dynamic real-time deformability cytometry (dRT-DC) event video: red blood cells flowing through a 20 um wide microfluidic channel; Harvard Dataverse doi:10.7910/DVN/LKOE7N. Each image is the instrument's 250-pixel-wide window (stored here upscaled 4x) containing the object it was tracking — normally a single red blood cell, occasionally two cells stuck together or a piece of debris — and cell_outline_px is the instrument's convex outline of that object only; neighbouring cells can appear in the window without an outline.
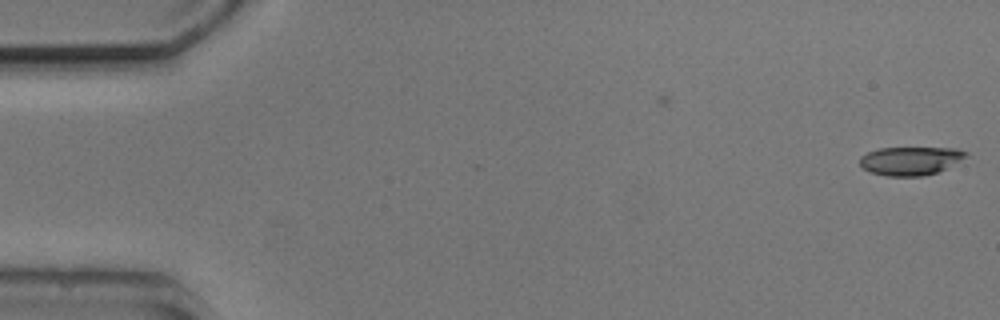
{"species": "common noctule bat (a hibernating species)", "species_latin": "Nyctalus noctula", "temperature_condition": "cold", "stored_images_in_passage": 5, "camera_frame_rate_fps": 3000, "um_per_image_px": 0.085, "animal": {"sex": "male", "body_mass_g": 20.5, "forearm_length_mm": 52.5}, "frame": {"image": 1, "passage_image": 1, "time_ms": 0.0, "image_size_px": [1000, 320], "cell_outline_px": [[968, 156], [936, 172], [924, 176], [888, 176], [868, 172], [860, 164], [860, 156], [868, 152], [880, 148], [956, 148], [968, 152]], "centroid_in_image_um": [77.36, 13.66], "position_along_channel_um": 7.6, "area_um2": 17.46}}
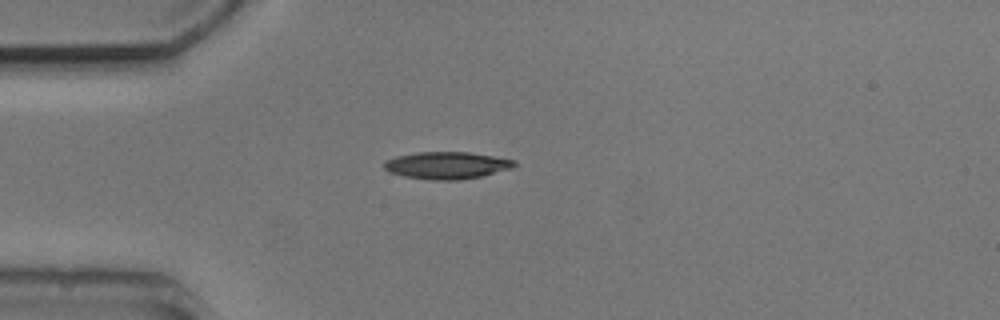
{"frame": {"image": 2, "passage_image": 5, "time_ms": 4.333, "image_size_px": [1000, 320], "cell_outline_px": [[516, 164], [512, 168], [480, 176], [460, 180], [432, 180], [404, 176], [388, 172], [384, 168], [384, 164], [388, 160], [396, 156], [416, 152], [468, 152], [516, 160]], "centroid_in_image_um": [37.97, 14.05], "position_along_channel_um": 47.0, "area_um2": 20.46}}